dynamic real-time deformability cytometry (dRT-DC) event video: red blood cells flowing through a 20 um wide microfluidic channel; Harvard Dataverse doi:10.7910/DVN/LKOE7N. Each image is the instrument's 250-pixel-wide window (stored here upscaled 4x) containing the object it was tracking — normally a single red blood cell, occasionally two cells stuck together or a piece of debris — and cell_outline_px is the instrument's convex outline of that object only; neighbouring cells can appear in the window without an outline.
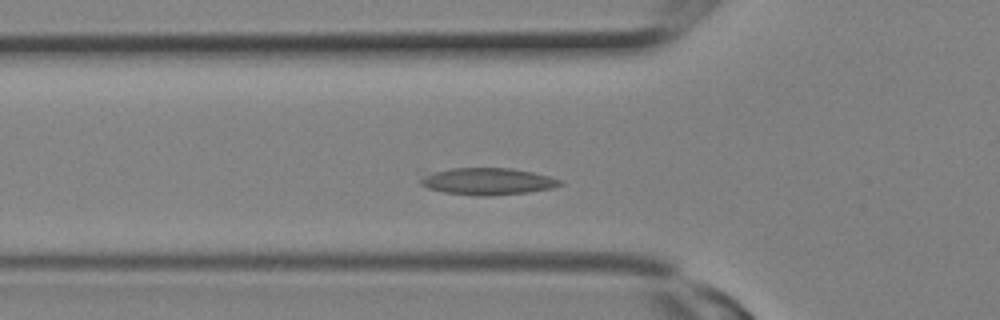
{"species": "Egyptian fruit bat (a non-hibernating species)", "species_latin": "Rousettus aegyptiacus", "temperature_condition": "room temperature", "stored_images_in_passage": 6, "camera_frame_rate_fps": 3000, "um_per_image_px": 0.085, "animal": {"sex": "female"}, "frame": {"image": 1, "passage_image": 4, "time_ms": 1.0, "image_size_px": [1000, 320], "cell_outline_px": [[564, 184], [552, 188], [528, 192], [492, 196], [476, 196], [444, 192], [428, 188], [420, 184], [416, 172], [416, 168], [512, 168], [532, 172], [564, 180]], "centroid_in_image_um": [41.21, 15.38], "position_along_channel_um": 84.6, "area_um2": 23.12}}
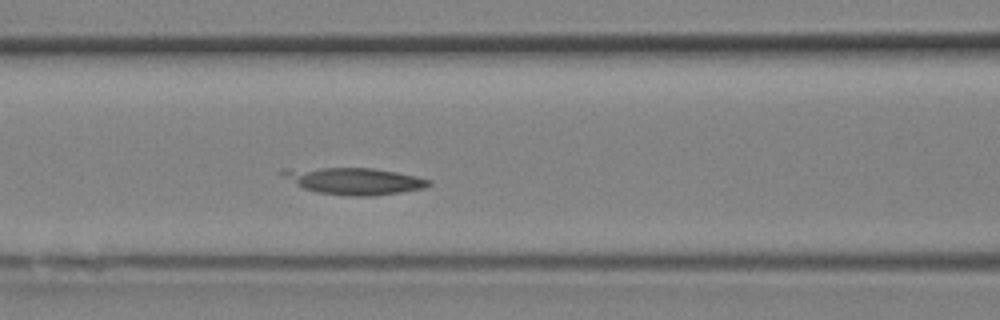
{"frame": {"image": 2, "passage_image": 6, "time_ms": 1.667, "image_size_px": [1000, 320], "cell_outline_px": [[432, 184], [424, 188], [400, 192], [372, 196], [352, 196], [316, 192], [304, 188], [280, 176], [276, 172], [280, 168], [372, 168], [396, 172], [416, 176], [432, 180]], "centroid_in_image_um": [30.04, 15.37], "position_along_channel_um": 136.6, "area_um2": 23.0}}